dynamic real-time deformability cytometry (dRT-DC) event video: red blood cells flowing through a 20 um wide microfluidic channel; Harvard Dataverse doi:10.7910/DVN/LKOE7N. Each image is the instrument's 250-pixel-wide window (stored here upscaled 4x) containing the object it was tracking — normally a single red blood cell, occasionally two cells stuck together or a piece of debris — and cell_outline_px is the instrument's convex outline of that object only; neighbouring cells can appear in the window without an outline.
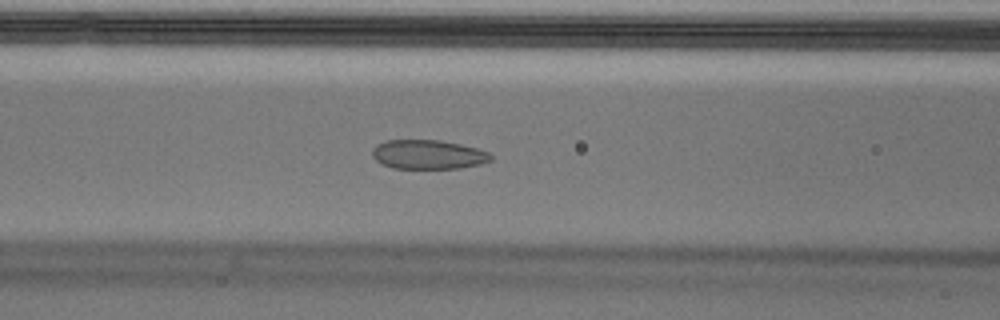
{"species": "Egyptian fruit bat (a non-hibernating species)", "species_latin": "Rousettus aegyptiacus", "temperature_condition": "cold", "stored_images_in_passage": 53, "camera_frame_rate_fps": 3000, "um_per_image_px": 0.085, "animal": {"sex": "male"}, "frame": {"image": 1, "passage_image": 21, "time_ms": 6.667, "image_size_px": [1000, 320], "cell_outline_px": [[492, 160], [480, 164], [460, 168], [392, 168], [376, 160], [372, 156], [372, 148], [376, 144], [388, 140], [440, 140], [460, 144], [476, 148], [488, 152], [492, 156]], "centroid_in_image_um": [36.38, 13.13], "position_along_channel_um": 130.2, "area_um2": 20.11}}
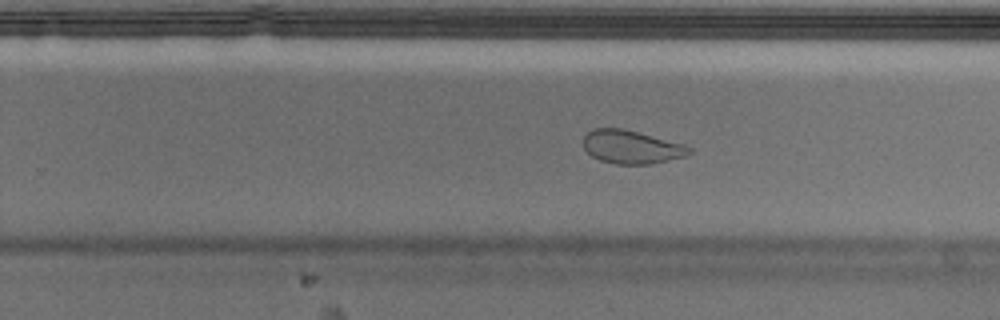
{"frame": {"image": 2, "passage_image": 33, "time_ms": 10.667, "image_size_px": [1000, 320], "cell_outline_px": [[692, 152], [684, 156], [668, 160], [648, 164], [616, 164], [600, 160], [592, 156], [584, 148], [584, 136], [592, 128], [620, 128], [684, 144], [692, 148]], "centroid_in_image_um": [53.66, 12.49], "position_along_channel_um": 276.1, "area_um2": 20.29}}
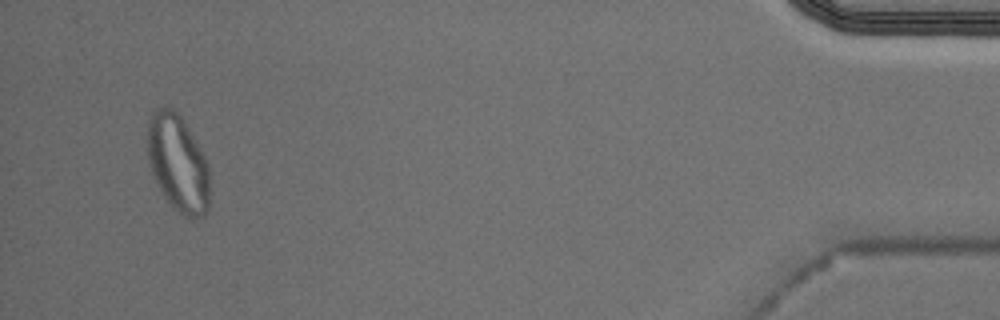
{"frame": {"image": 3, "passage_image": 51, "time_ms": 16.667, "image_size_px": [1000, 320], "cell_outline_px": [[208, 212], [204, 216], [196, 220], [192, 220], [184, 216], [172, 208], [156, 184], [148, 160], [148, 120], [152, 112], [156, 108], [168, 104], [184, 120], [204, 156], [208, 164]], "centroid_in_image_um": [15.11, 13.89], "position_along_channel_um": 420.1, "area_um2": 35.49}}